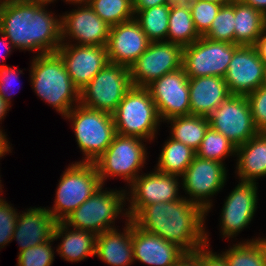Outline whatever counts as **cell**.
Wrapping results in <instances>:
<instances>
[{
	"instance_id": "cell-34",
	"label": "cell",
	"mask_w": 266,
	"mask_h": 266,
	"mask_svg": "<svg viewBox=\"0 0 266 266\" xmlns=\"http://www.w3.org/2000/svg\"><path fill=\"white\" fill-rule=\"evenodd\" d=\"M221 255L228 266H266L261 249L254 239L235 244Z\"/></svg>"
},
{
	"instance_id": "cell-18",
	"label": "cell",
	"mask_w": 266,
	"mask_h": 266,
	"mask_svg": "<svg viewBox=\"0 0 266 266\" xmlns=\"http://www.w3.org/2000/svg\"><path fill=\"white\" fill-rule=\"evenodd\" d=\"M78 9L61 16L62 42L68 37L77 41L76 45L106 46L110 27L88 5L79 4Z\"/></svg>"
},
{
	"instance_id": "cell-48",
	"label": "cell",
	"mask_w": 266,
	"mask_h": 266,
	"mask_svg": "<svg viewBox=\"0 0 266 266\" xmlns=\"http://www.w3.org/2000/svg\"><path fill=\"white\" fill-rule=\"evenodd\" d=\"M3 130L0 129V158L2 156H5L7 152H11L10 142H8V139L6 138V134L2 132Z\"/></svg>"
},
{
	"instance_id": "cell-10",
	"label": "cell",
	"mask_w": 266,
	"mask_h": 266,
	"mask_svg": "<svg viewBox=\"0 0 266 266\" xmlns=\"http://www.w3.org/2000/svg\"><path fill=\"white\" fill-rule=\"evenodd\" d=\"M239 44L212 41L204 36L183 47L182 68L188 78L226 75L232 55Z\"/></svg>"
},
{
	"instance_id": "cell-38",
	"label": "cell",
	"mask_w": 266,
	"mask_h": 266,
	"mask_svg": "<svg viewBox=\"0 0 266 266\" xmlns=\"http://www.w3.org/2000/svg\"><path fill=\"white\" fill-rule=\"evenodd\" d=\"M250 106L255 128L259 132H266V87L261 86L246 95Z\"/></svg>"
},
{
	"instance_id": "cell-24",
	"label": "cell",
	"mask_w": 266,
	"mask_h": 266,
	"mask_svg": "<svg viewBox=\"0 0 266 266\" xmlns=\"http://www.w3.org/2000/svg\"><path fill=\"white\" fill-rule=\"evenodd\" d=\"M124 232L116 228L97 235L95 256L111 266H129L134 260L132 220L126 219Z\"/></svg>"
},
{
	"instance_id": "cell-51",
	"label": "cell",
	"mask_w": 266,
	"mask_h": 266,
	"mask_svg": "<svg viewBox=\"0 0 266 266\" xmlns=\"http://www.w3.org/2000/svg\"><path fill=\"white\" fill-rule=\"evenodd\" d=\"M196 1H208V2H214L217 4L225 5V4L230 3L232 0H196Z\"/></svg>"
},
{
	"instance_id": "cell-52",
	"label": "cell",
	"mask_w": 266,
	"mask_h": 266,
	"mask_svg": "<svg viewBox=\"0 0 266 266\" xmlns=\"http://www.w3.org/2000/svg\"><path fill=\"white\" fill-rule=\"evenodd\" d=\"M89 0H65V2H69V3H71V4H73V5H75V4H82V3H87Z\"/></svg>"
},
{
	"instance_id": "cell-28",
	"label": "cell",
	"mask_w": 266,
	"mask_h": 266,
	"mask_svg": "<svg viewBox=\"0 0 266 266\" xmlns=\"http://www.w3.org/2000/svg\"><path fill=\"white\" fill-rule=\"evenodd\" d=\"M195 156L196 151L191 147L172 138L167 139L159 155L156 170L181 177Z\"/></svg>"
},
{
	"instance_id": "cell-46",
	"label": "cell",
	"mask_w": 266,
	"mask_h": 266,
	"mask_svg": "<svg viewBox=\"0 0 266 266\" xmlns=\"http://www.w3.org/2000/svg\"><path fill=\"white\" fill-rule=\"evenodd\" d=\"M0 45L2 47V48H0V53L2 52V49H3L6 52V54L8 55L11 53V51H12L11 49H14V46L12 45V43L7 39V37L1 31H0ZM2 54H0V59L2 58L1 57ZM6 54H4V55H6ZM0 62H2V61H0Z\"/></svg>"
},
{
	"instance_id": "cell-19",
	"label": "cell",
	"mask_w": 266,
	"mask_h": 266,
	"mask_svg": "<svg viewBox=\"0 0 266 266\" xmlns=\"http://www.w3.org/2000/svg\"><path fill=\"white\" fill-rule=\"evenodd\" d=\"M257 197L256 183L241 181L237 184L224 201L220 215L222 237L233 238L251 223L257 210Z\"/></svg>"
},
{
	"instance_id": "cell-49",
	"label": "cell",
	"mask_w": 266,
	"mask_h": 266,
	"mask_svg": "<svg viewBox=\"0 0 266 266\" xmlns=\"http://www.w3.org/2000/svg\"><path fill=\"white\" fill-rule=\"evenodd\" d=\"M11 106L3 99L0 95V122L4 119L3 117L6 115L7 111Z\"/></svg>"
},
{
	"instance_id": "cell-5",
	"label": "cell",
	"mask_w": 266,
	"mask_h": 266,
	"mask_svg": "<svg viewBox=\"0 0 266 266\" xmlns=\"http://www.w3.org/2000/svg\"><path fill=\"white\" fill-rule=\"evenodd\" d=\"M77 145L86 156L78 162L94 163L114 140L117 132L112 114L83 107L81 104L67 113Z\"/></svg>"
},
{
	"instance_id": "cell-11",
	"label": "cell",
	"mask_w": 266,
	"mask_h": 266,
	"mask_svg": "<svg viewBox=\"0 0 266 266\" xmlns=\"http://www.w3.org/2000/svg\"><path fill=\"white\" fill-rule=\"evenodd\" d=\"M181 178L182 188L189 194L186 199L200 206L207 216L213 206L210 198L224 187L227 170L221 162L196 155Z\"/></svg>"
},
{
	"instance_id": "cell-32",
	"label": "cell",
	"mask_w": 266,
	"mask_h": 266,
	"mask_svg": "<svg viewBox=\"0 0 266 266\" xmlns=\"http://www.w3.org/2000/svg\"><path fill=\"white\" fill-rule=\"evenodd\" d=\"M87 3L109 26L135 18L133 0H89Z\"/></svg>"
},
{
	"instance_id": "cell-53",
	"label": "cell",
	"mask_w": 266,
	"mask_h": 266,
	"mask_svg": "<svg viewBox=\"0 0 266 266\" xmlns=\"http://www.w3.org/2000/svg\"><path fill=\"white\" fill-rule=\"evenodd\" d=\"M33 1H40V2H45V3H51L53 1H56V0H33Z\"/></svg>"
},
{
	"instance_id": "cell-16",
	"label": "cell",
	"mask_w": 266,
	"mask_h": 266,
	"mask_svg": "<svg viewBox=\"0 0 266 266\" xmlns=\"http://www.w3.org/2000/svg\"><path fill=\"white\" fill-rule=\"evenodd\" d=\"M265 65L254 45H239L224 76L231 95L246 96L263 85Z\"/></svg>"
},
{
	"instance_id": "cell-41",
	"label": "cell",
	"mask_w": 266,
	"mask_h": 266,
	"mask_svg": "<svg viewBox=\"0 0 266 266\" xmlns=\"http://www.w3.org/2000/svg\"><path fill=\"white\" fill-rule=\"evenodd\" d=\"M200 266H228L221 254H216L209 250V246L205 245L200 248Z\"/></svg>"
},
{
	"instance_id": "cell-8",
	"label": "cell",
	"mask_w": 266,
	"mask_h": 266,
	"mask_svg": "<svg viewBox=\"0 0 266 266\" xmlns=\"http://www.w3.org/2000/svg\"><path fill=\"white\" fill-rule=\"evenodd\" d=\"M142 140L116 134L106 151L94 162L103 185L109 176L122 177L129 185L137 178L147 159L146 145Z\"/></svg>"
},
{
	"instance_id": "cell-13",
	"label": "cell",
	"mask_w": 266,
	"mask_h": 266,
	"mask_svg": "<svg viewBox=\"0 0 266 266\" xmlns=\"http://www.w3.org/2000/svg\"><path fill=\"white\" fill-rule=\"evenodd\" d=\"M208 119L210 127L223 134L236 147L259 132L255 128L246 96L230 95Z\"/></svg>"
},
{
	"instance_id": "cell-3",
	"label": "cell",
	"mask_w": 266,
	"mask_h": 266,
	"mask_svg": "<svg viewBox=\"0 0 266 266\" xmlns=\"http://www.w3.org/2000/svg\"><path fill=\"white\" fill-rule=\"evenodd\" d=\"M30 71L34 92L62 116L67 115L74 103L75 106L80 104V91L72 82L57 52L33 57Z\"/></svg>"
},
{
	"instance_id": "cell-21",
	"label": "cell",
	"mask_w": 266,
	"mask_h": 266,
	"mask_svg": "<svg viewBox=\"0 0 266 266\" xmlns=\"http://www.w3.org/2000/svg\"><path fill=\"white\" fill-rule=\"evenodd\" d=\"M134 260L151 266H173L185 253L179 246L139 228L132 221Z\"/></svg>"
},
{
	"instance_id": "cell-22",
	"label": "cell",
	"mask_w": 266,
	"mask_h": 266,
	"mask_svg": "<svg viewBox=\"0 0 266 266\" xmlns=\"http://www.w3.org/2000/svg\"><path fill=\"white\" fill-rule=\"evenodd\" d=\"M56 221L47 208H29L18 213L12 240L19 243V251L43 244L53 237Z\"/></svg>"
},
{
	"instance_id": "cell-29",
	"label": "cell",
	"mask_w": 266,
	"mask_h": 266,
	"mask_svg": "<svg viewBox=\"0 0 266 266\" xmlns=\"http://www.w3.org/2000/svg\"><path fill=\"white\" fill-rule=\"evenodd\" d=\"M171 124V138L197 151L208 128V117L188 115L166 120Z\"/></svg>"
},
{
	"instance_id": "cell-40",
	"label": "cell",
	"mask_w": 266,
	"mask_h": 266,
	"mask_svg": "<svg viewBox=\"0 0 266 266\" xmlns=\"http://www.w3.org/2000/svg\"><path fill=\"white\" fill-rule=\"evenodd\" d=\"M22 73H23L22 70L17 69L15 67L12 68L5 64L0 65V95L10 106H11L10 98L14 93L9 95L7 91L8 90L10 91L9 87L14 85L13 82H16V79L19 78V74Z\"/></svg>"
},
{
	"instance_id": "cell-30",
	"label": "cell",
	"mask_w": 266,
	"mask_h": 266,
	"mask_svg": "<svg viewBox=\"0 0 266 266\" xmlns=\"http://www.w3.org/2000/svg\"><path fill=\"white\" fill-rule=\"evenodd\" d=\"M169 15L170 6L164 4L138 11L135 19L150 42H159L167 41Z\"/></svg>"
},
{
	"instance_id": "cell-4",
	"label": "cell",
	"mask_w": 266,
	"mask_h": 266,
	"mask_svg": "<svg viewBox=\"0 0 266 266\" xmlns=\"http://www.w3.org/2000/svg\"><path fill=\"white\" fill-rule=\"evenodd\" d=\"M117 134L152 140L162 120L146 87L132 86L112 113Z\"/></svg>"
},
{
	"instance_id": "cell-17",
	"label": "cell",
	"mask_w": 266,
	"mask_h": 266,
	"mask_svg": "<svg viewBox=\"0 0 266 266\" xmlns=\"http://www.w3.org/2000/svg\"><path fill=\"white\" fill-rule=\"evenodd\" d=\"M62 42L57 49L67 72L80 90L84 88L108 63L106 46H86Z\"/></svg>"
},
{
	"instance_id": "cell-9",
	"label": "cell",
	"mask_w": 266,
	"mask_h": 266,
	"mask_svg": "<svg viewBox=\"0 0 266 266\" xmlns=\"http://www.w3.org/2000/svg\"><path fill=\"white\" fill-rule=\"evenodd\" d=\"M131 87L129 68L108 63L80 90L79 103L83 107L112 114Z\"/></svg>"
},
{
	"instance_id": "cell-55",
	"label": "cell",
	"mask_w": 266,
	"mask_h": 266,
	"mask_svg": "<svg viewBox=\"0 0 266 266\" xmlns=\"http://www.w3.org/2000/svg\"><path fill=\"white\" fill-rule=\"evenodd\" d=\"M1 190H2V185H1V180H0V192H2ZM0 194H1V193H0ZM0 199H2L1 196H0Z\"/></svg>"
},
{
	"instance_id": "cell-37",
	"label": "cell",
	"mask_w": 266,
	"mask_h": 266,
	"mask_svg": "<svg viewBox=\"0 0 266 266\" xmlns=\"http://www.w3.org/2000/svg\"><path fill=\"white\" fill-rule=\"evenodd\" d=\"M222 4L208 1H195L192 4L191 16L197 32L203 36L212 25Z\"/></svg>"
},
{
	"instance_id": "cell-39",
	"label": "cell",
	"mask_w": 266,
	"mask_h": 266,
	"mask_svg": "<svg viewBox=\"0 0 266 266\" xmlns=\"http://www.w3.org/2000/svg\"><path fill=\"white\" fill-rule=\"evenodd\" d=\"M12 204L0 199V249L12 241L18 212Z\"/></svg>"
},
{
	"instance_id": "cell-43",
	"label": "cell",
	"mask_w": 266,
	"mask_h": 266,
	"mask_svg": "<svg viewBox=\"0 0 266 266\" xmlns=\"http://www.w3.org/2000/svg\"><path fill=\"white\" fill-rule=\"evenodd\" d=\"M169 3L170 0H133L134 14H136L140 10H145L151 7H156Z\"/></svg>"
},
{
	"instance_id": "cell-2",
	"label": "cell",
	"mask_w": 266,
	"mask_h": 266,
	"mask_svg": "<svg viewBox=\"0 0 266 266\" xmlns=\"http://www.w3.org/2000/svg\"><path fill=\"white\" fill-rule=\"evenodd\" d=\"M206 212L186 197L145 206L132 221L142 230L172 242L185 252L209 245Z\"/></svg>"
},
{
	"instance_id": "cell-36",
	"label": "cell",
	"mask_w": 266,
	"mask_h": 266,
	"mask_svg": "<svg viewBox=\"0 0 266 266\" xmlns=\"http://www.w3.org/2000/svg\"><path fill=\"white\" fill-rule=\"evenodd\" d=\"M53 237L43 244L29 247L18 253L17 266H51L54 261Z\"/></svg>"
},
{
	"instance_id": "cell-44",
	"label": "cell",
	"mask_w": 266,
	"mask_h": 266,
	"mask_svg": "<svg viewBox=\"0 0 266 266\" xmlns=\"http://www.w3.org/2000/svg\"><path fill=\"white\" fill-rule=\"evenodd\" d=\"M254 47L259 55L260 60L263 62L266 68V33H263L256 43Z\"/></svg>"
},
{
	"instance_id": "cell-15",
	"label": "cell",
	"mask_w": 266,
	"mask_h": 266,
	"mask_svg": "<svg viewBox=\"0 0 266 266\" xmlns=\"http://www.w3.org/2000/svg\"><path fill=\"white\" fill-rule=\"evenodd\" d=\"M179 176L164 174L156 169L147 174L138 175L129 185L130 192L126 195L130 206L126 210L127 219L132 220L145 206L154 203L172 202L182 197L178 195ZM129 194V195H128ZM131 194V195H130Z\"/></svg>"
},
{
	"instance_id": "cell-47",
	"label": "cell",
	"mask_w": 266,
	"mask_h": 266,
	"mask_svg": "<svg viewBox=\"0 0 266 266\" xmlns=\"http://www.w3.org/2000/svg\"><path fill=\"white\" fill-rule=\"evenodd\" d=\"M243 3L252 6L266 16V0H241Z\"/></svg>"
},
{
	"instance_id": "cell-7",
	"label": "cell",
	"mask_w": 266,
	"mask_h": 266,
	"mask_svg": "<svg viewBox=\"0 0 266 266\" xmlns=\"http://www.w3.org/2000/svg\"><path fill=\"white\" fill-rule=\"evenodd\" d=\"M102 189L103 186L68 215L63 223L72 229L90 231L96 235L114 229L112 224H115L114 221L119 214L123 213L122 215L127 217V212H122L126 210H123V207L127 191Z\"/></svg>"
},
{
	"instance_id": "cell-20",
	"label": "cell",
	"mask_w": 266,
	"mask_h": 266,
	"mask_svg": "<svg viewBox=\"0 0 266 266\" xmlns=\"http://www.w3.org/2000/svg\"><path fill=\"white\" fill-rule=\"evenodd\" d=\"M149 43L145 32L135 18L111 26L106 45L109 63L130 68L147 49Z\"/></svg>"
},
{
	"instance_id": "cell-12",
	"label": "cell",
	"mask_w": 266,
	"mask_h": 266,
	"mask_svg": "<svg viewBox=\"0 0 266 266\" xmlns=\"http://www.w3.org/2000/svg\"><path fill=\"white\" fill-rule=\"evenodd\" d=\"M183 47L167 41L150 42L130 66L132 86L146 87L165 74L182 68Z\"/></svg>"
},
{
	"instance_id": "cell-42",
	"label": "cell",
	"mask_w": 266,
	"mask_h": 266,
	"mask_svg": "<svg viewBox=\"0 0 266 266\" xmlns=\"http://www.w3.org/2000/svg\"><path fill=\"white\" fill-rule=\"evenodd\" d=\"M173 266H200V249L195 252H185Z\"/></svg>"
},
{
	"instance_id": "cell-26",
	"label": "cell",
	"mask_w": 266,
	"mask_h": 266,
	"mask_svg": "<svg viewBox=\"0 0 266 266\" xmlns=\"http://www.w3.org/2000/svg\"><path fill=\"white\" fill-rule=\"evenodd\" d=\"M69 228L63 222H56L53 230L54 240L63 238L56 249L60 257L68 262H77L88 256H95L97 235L90 231Z\"/></svg>"
},
{
	"instance_id": "cell-1",
	"label": "cell",
	"mask_w": 266,
	"mask_h": 266,
	"mask_svg": "<svg viewBox=\"0 0 266 266\" xmlns=\"http://www.w3.org/2000/svg\"><path fill=\"white\" fill-rule=\"evenodd\" d=\"M48 3L0 0V31L20 50L55 53L62 44L61 17L47 12Z\"/></svg>"
},
{
	"instance_id": "cell-6",
	"label": "cell",
	"mask_w": 266,
	"mask_h": 266,
	"mask_svg": "<svg viewBox=\"0 0 266 266\" xmlns=\"http://www.w3.org/2000/svg\"><path fill=\"white\" fill-rule=\"evenodd\" d=\"M60 177L55 204L52 210L47 208L56 222H63L103 186L94 163L72 162Z\"/></svg>"
},
{
	"instance_id": "cell-33",
	"label": "cell",
	"mask_w": 266,
	"mask_h": 266,
	"mask_svg": "<svg viewBox=\"0 0 266 266\" xmlns=\"http://www.w3.org/2000/svg\"><path fill=\"white\" fill-rule=\"evenodd\" d=\"M196 155L202 159L221 162L228 156H236V146L218 131L208 128Z\"/></svg>"
},
{
	"instance_id": "cell-35",
	"label": "cell",
	"mask_w": 266,
	"mask_h": 266,
	"mask_svg": "<svg viewBox=\"0 0 266 266\" xmlns=\"http://www.w3.org/2000/svg\"><path fill=\"white\" fill-rule=\"evenodd\" d=\"M234 0L222 5L210 29L203 35L212 41L234 44Z\"/></svg>"
},
{
	"instance_id": "cell-54",
	"label": "cell",
	"mask_w": 266,
	"mask_h": 266,
	"mask_svg": "<svg viewBox=\"0 0 266 266\" xmlns=\"http://www.w3.org/2000/svg\"><path fill=\"white\" fill-rule=\"evenodd\" d=\"M262 86L266 87V68H265V75H264V81H263V85Z\"/></svg>"
},
{
	"instance_id": "cell-45",
	"label": "cell",
	"mask_w": 266,
	"mask_h": 266,
	"mask_svg": "<svg viewBox=\"0 0 266 266\" xmlns=\"http://www.w3.org/2000/svg\"><path fill=\"white\" fill-rule=\"evenodd\" d=\"M196 0H170L169 6L170 8H179V9H187L191 10L192 4Z\"/></svg>"
},
{
	"instance_id": "cell-31",
	"label": "cell",
	"mask_w": 266,
	"mask_h": 266,
	"mask_svg": "<svg viewBox=\"0 0 266 266\" xmlns=\"http://www.w3.org/2000/svg\"><path fill=\"white\" fill-rule=\"evenodd\" d=\"M200 37L201 35L195 28L190 10L170 8L167 42L185 47L191 45Z\"/></svg>"
},
{
	"instance_id": "cell-14",
	"label": "cell",
	"mask_w": 266,
	"mask_h": 266,
	"mask_svg": "<svg viewBox=\"0 0 266 266\" xmlns=\"http://www.w3.org/2000/svg\"><path fill=\"white\" fill-rule=\"evenodd\" d=\"M146 88L162 121L190 115L189 78L183 68L163 75Z\"/></svg>"
},
{
	"instance_id": "cell-27",
	"label": "cell",
	"mask_w": 266,
	"mask_h": 266,
	"mask_svg": "<svg viewBox=\"0 0 266 266\" xmlns=\"http://www.w3.org/2000/svg\"><path fill=\"white\" fill-rule=\"evenodd\" d=\"M234 44L254 45L265 33L266 16L241 0H234Z\"/></svg>"
},
{
	"instance_id": "cell-50",
	"label": "cell",
	"mask_w": 266,
	"mask_h": 266,
	"mask_svg": "<svg viewBox=\"0 0 266 266\" xmlns=\"http://www.w3.org/2000/svg\"><path fill=\"white\" fill-rule=\"evenodd\" d=\"M255 242L257 243V245L259 246V248L261 249V252L263 254V258L266 262V238H254Z\"/></svg>"
},
{
	"instance_id": "cell-23",
	"label": "cell",
	"mask_w": 266,
	"mask_h": 266,
	"mask_svg": "<svg viewBox=\"0 0 266 266\" xmlns=\"http://www.w3.org/2000/svg\"><path fill=\"white\" fill-rule=\"evenodd\" d=\"M190 115L209 117L231 94L224 77L189 78Z\"/></svg>"
},
{
	"instance_id": "cell-25",
	"label": "cell",
	"mask_w": 266,
	"mask_h": 266,
	"mask_svg": "<svg viewBox=\"0 0 266 266\" xmlns=\"http://www.w3.org/2000/svg\"><path fill=\"white\" fill-rule=\"evenodd\" d=\"M236 172L239 181L254 182L266 176V132H258L246 143L236 147Z\"/></svg>"
}]
</instances>
